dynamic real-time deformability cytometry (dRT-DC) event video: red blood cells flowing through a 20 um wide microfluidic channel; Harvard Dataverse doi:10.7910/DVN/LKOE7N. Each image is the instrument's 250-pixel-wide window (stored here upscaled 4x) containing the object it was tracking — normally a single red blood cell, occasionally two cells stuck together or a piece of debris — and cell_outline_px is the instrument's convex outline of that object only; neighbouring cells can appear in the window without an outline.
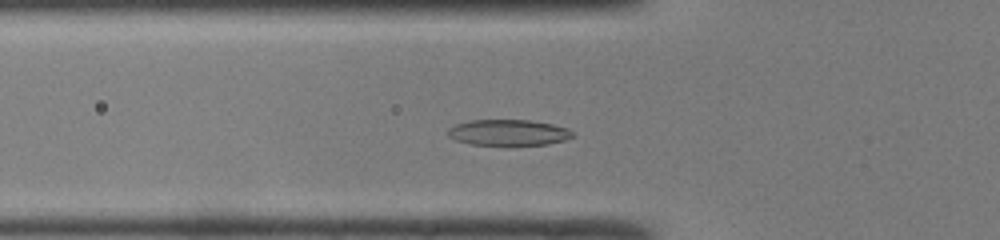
{"species": "common noctule bat (a hibernating species)", "species_latin": "Nyctalus noctula", "temperature_condition": "room temperature", "stored_images_in_passage": 43, "camera_frame_rate_fps": 3000, "um_per_image_px": 0.085, "animal": {"sex": "male", "body_mass_g": 19.0, "forearm_length_mm": 50.8}, "frame": {"image": 1, "passage_image": 11, "time_ms": 3.333, "image_size_px": [1000, 240], "cell_outline_px": [[572, 136], [564, 140], [548, 144], [472, 144], [456, 140], [448, 136], [448, 128], [456, 124], [472, 120], [528, 120], [552, 124], [568, 128], [572, 132]], "centroid_in_image_um": [43.2, 11.25], "position_along_channel_um": 82.6, "area_um2": 18.44}}
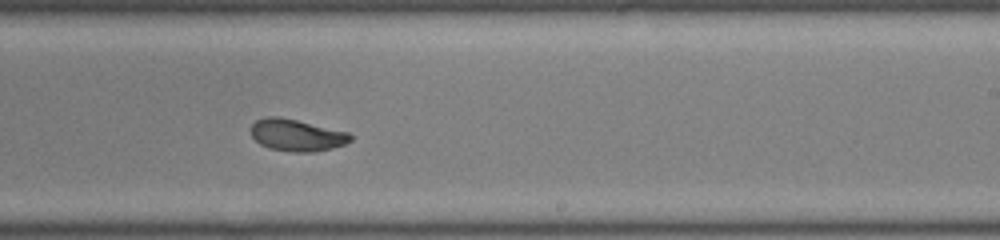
{"frame": {"image": 2, "passage_image": 24, "time_ms": 7.667, "image_size_px": [1000, 240], "cell_outline_px": [[352, 140], [344, 144], [332, 148], [312, 152], [292, 152], [268, 148], [260, 144], [252, 136], [252, 124], [256, 120], [264, 116], [280, 116], [348, 132], [352, 136]], "centroid_in_image_um": [25.2, 11.48], "position_along_channel_um": 263.8, "area_um2": 18.5}}
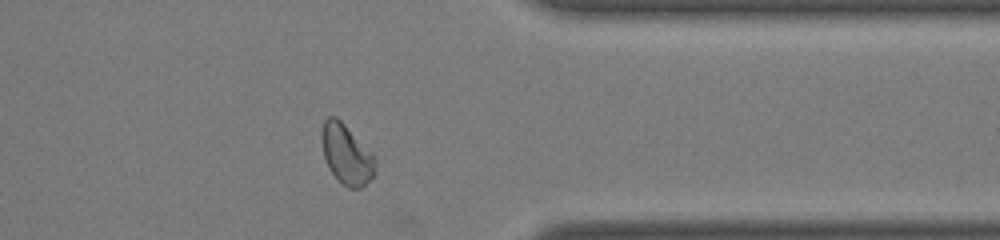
{"frame": {"image": 3, "passage_image": 33, "time_ms": 10.667, "image_size_px": [1000, 240], "cell_outline_px": [[376, 176], [360, 188], [348, 188], [332, 172], [324, 156], [320, 140], [320, 132], [324, 120], [328, 116], [336, 116], [372, 152], [376, 160]], "centroid_in_image_um": [29.47, 13.1], "position_along_channel_um": 381.9, "area_um2": 18.79}, "authors_computed_cell_mechanics": {"area_um2": 18.9006, "velocity_mm_per_s": 4.1843, "shape_relaxation_time_tau1_ms": 5.2285, "shape_relaxation_time_tau2_ms": 1.7397, "deformation_change_tau1": 0.2011, "deformation_change_tau2": 0.0585}}